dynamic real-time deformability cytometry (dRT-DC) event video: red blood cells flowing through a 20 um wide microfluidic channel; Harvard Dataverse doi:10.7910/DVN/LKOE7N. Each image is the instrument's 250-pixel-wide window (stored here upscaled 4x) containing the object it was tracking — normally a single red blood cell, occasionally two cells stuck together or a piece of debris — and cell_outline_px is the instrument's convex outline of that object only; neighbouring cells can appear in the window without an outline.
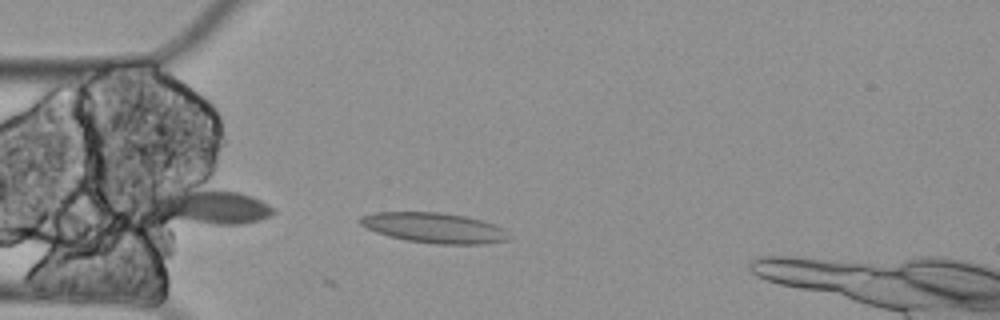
{"species": "Egyptian fruit bat (a non-hibernating species)", "species_latin": "Rousettus aegyptiacus", "temperature_condition": "cold", "stored_images_in_passage": 4, "camera_frame_rate_fps": 3000, "um_per_image_px": 0.085, "animal": {"sex": "female"}, "frame": {"image": 1, "passage_image": 2, "time_ms": 0.333, "image_size_px": [1000, 320], "cell_outline_px": [[512, 240], [484, 244], [436, 244], [408, 240], [388, 236], [376, 232], [360, 224], [360, 216], [376, 212], [440, 212], [464, 216], [480, 220], [504, 228], [512, 236]], "centroid_in_image_um": [36.96, 19.37], "position_along_channel_um": 48.0, "area_um2": 26.24}}